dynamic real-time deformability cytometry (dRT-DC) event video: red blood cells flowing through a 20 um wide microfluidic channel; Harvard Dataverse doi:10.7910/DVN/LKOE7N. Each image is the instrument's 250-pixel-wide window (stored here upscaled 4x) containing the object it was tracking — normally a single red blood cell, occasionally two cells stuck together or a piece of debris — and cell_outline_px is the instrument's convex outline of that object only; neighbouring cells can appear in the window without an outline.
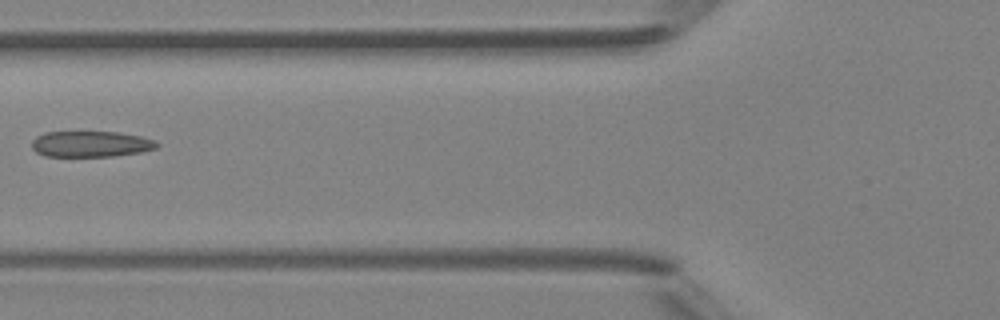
{"species": "Egyptian fruit bat (a non-hibernating species)", "species_latin": "Rousettus aegyptiacus", "temperature_condition": "room temperature", "stored_images_in_passage": 3, "camera_frame_rate_fps": 3000, "um_per_image_px": 0.085, "animal": {"sex": "female"}, "frame": {"image": 1, "passage_image": 3, "time_ms": 2.333, "image_size_px": [1000, 320], "cell_outline_px": [[160, 144], [156, 148], [140, 152], [112, 156], [44, 156], [36, 152], [32, 148], [32, 140], [36, 136], [44, 132], [116, 132], [140, 136], [152, 140]], "centroid_in_image_um": [7.67, 12.24], "position_along_channel_um": 118.1, "area_um2": 18.79}}